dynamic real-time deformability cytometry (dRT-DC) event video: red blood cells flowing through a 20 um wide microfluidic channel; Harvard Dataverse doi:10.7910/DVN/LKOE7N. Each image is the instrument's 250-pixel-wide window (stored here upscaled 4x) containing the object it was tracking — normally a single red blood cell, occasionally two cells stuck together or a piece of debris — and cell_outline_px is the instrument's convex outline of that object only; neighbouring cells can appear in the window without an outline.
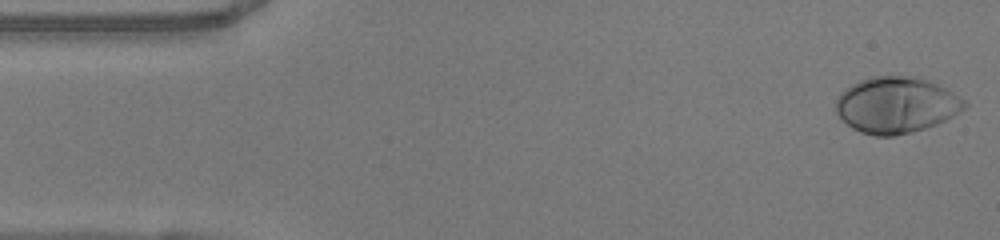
{"species": "human", "species_latin": "Homo sapiens", "temperature_condition": "warm", "stored_images_in_passage": 49, "camera_frame_rate_fps": 3000, "um_per_image_px": 0.085, "donor": {"sex": "female"}, "frame": {"image": 1, "passage_image": 1, "time_ms": 0.0, "image_size_px": [1000, 240], "cell_outline_px": [[968, 104], [964, 108], [952, 116], [936, 124], [912, 132], [892, 136], [876, 136], [860, 132], [852, 128], [836, 112], [836, 100], [840, 92], [852, 84], [860, 80], [872, 76], [920, 76], [952, 92], [964, 100]], "centroid_in_image_um": [76.16, 8.92], "position_along_channel_um": 8.8, "area_um2": 41.85}}
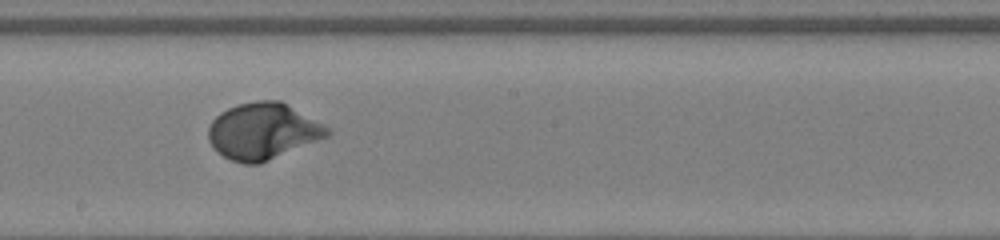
{"frame": {"image": 2, "passage_image": 26, "time_ms": 8.333, "image_size_px": [1000, 240], "cell_outline_px": [[332, 132], [328, 136], [260, 164], [244, 164], [232, 160], [224, 156], [208, 140], [208, 128], [212, 120], [220, 112], [236, 104], [256, 100], [280, 100], [328, 128]], "centroid_in_image_um": [22.32, 11.15], "position_along_channel_um": 225.9, "area_um2": 38.67}}
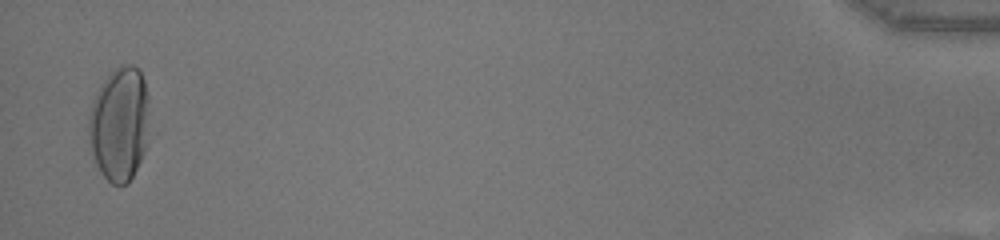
{"frame": {"image": 3, "passage_image": 48, "time_ms": 15.667, "image_size_px": [1000, 240], "cell_outline_px": [[148, 100], [144, 152], [132, 176], [124, 184], [112, 184], [100, 172], [92, 156], [88, 140], [88, 116], [96, 92], [100, 84], [120, 64], [132, 64], [140, 68], [144, 80], [148, 96]], "centroid_in_image_um": [10.11, 10.5], "position_along_channel_um": 425.1, "area_um2": 40.11}, "authors_computed_cell_mechanics": {"area_um2": 37.9746, "velocity_mm_per_s": 4.0333, "shape_relaxation_time_tau1_ms": 2.6513, "shape_relaxation_time_tau2_ms": null, "deformation_change_tau1": 0.1809, "deformation_change_tau2": null}}